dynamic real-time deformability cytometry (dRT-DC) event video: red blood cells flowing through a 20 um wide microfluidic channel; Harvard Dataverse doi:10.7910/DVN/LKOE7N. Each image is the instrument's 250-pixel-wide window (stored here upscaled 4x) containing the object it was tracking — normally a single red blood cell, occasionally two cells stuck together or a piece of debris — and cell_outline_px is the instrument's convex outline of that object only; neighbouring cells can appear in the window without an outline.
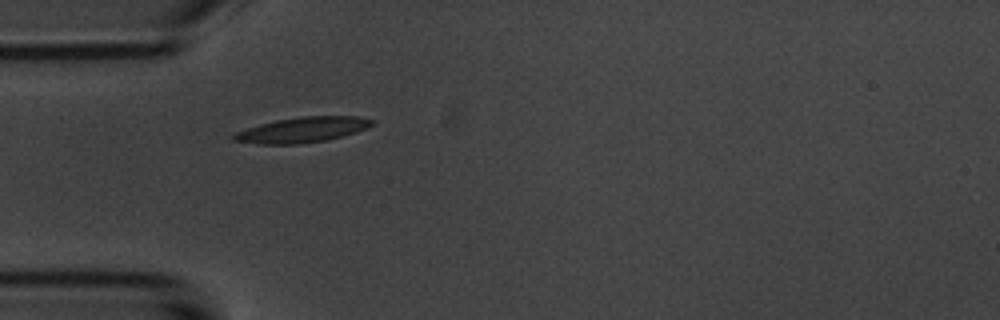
{"species": "common noctule bat (a hibernating species)", "species_latin": "Nyctalus noctula", "temperature_condition": "room temperature", "stored_images_in_passage": 3, "camera_frame_rate_fps": 3000, "um_per_image_px": 0.085, "animal": {"sex": "male", "body_mass_g": 20.1, "forearm_length_mm": 53.5}, "frame": {"image": 1, "passage_image": 3, "time_ms": 2.333, "image_size_px": [1000, 320], "cell_outline_px": [[376, 124], [356, 132], [324, 140], [296, 144], [260, 144], [232, 140], [228, 136], [236, 132], [260, 124], [276, 120], [300, 116], [356, 116], [376, 120]], "centroid_in_image_um": [25.69, 11.02], "position_along_channel_um": 59.3, "area_um2": 20.35}}